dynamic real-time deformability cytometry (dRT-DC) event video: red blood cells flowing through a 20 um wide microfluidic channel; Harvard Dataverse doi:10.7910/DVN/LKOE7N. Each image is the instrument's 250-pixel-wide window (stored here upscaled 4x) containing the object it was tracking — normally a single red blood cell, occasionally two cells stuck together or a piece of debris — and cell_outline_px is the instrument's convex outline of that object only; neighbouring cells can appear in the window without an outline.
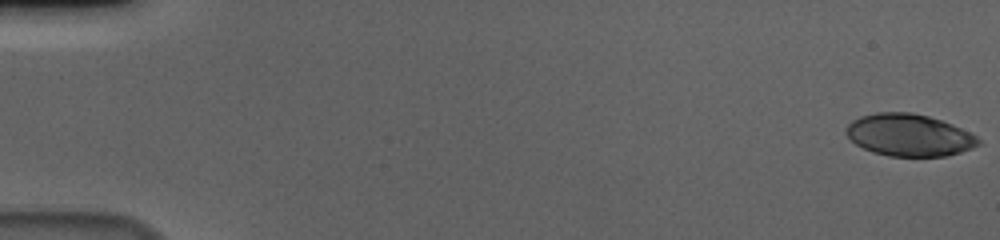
{"species": "human", "species_latin": "Homo sapiens", "temperature_condition": "cold", "stored_images_in_passage": 57, "camera_frame_rate_fps": 3000, "um_per_image_px": 0.085, "donor": {"sex": "male"}, "frame": {"image": 1, "passage_image": 1, "time_ms": 0.0, "image_size_px": [1000, 240], "cell_outline_px": [[980, 144], [972, 148], [948, 156], [888, 156], [872, 152], [856, 144], [844, 132], [844, 128], [852, 120], [860, 116], [876, 112], [912, 112], [928, 116], [952, 124], [976, 136], [980, 140]], "centroid_in_image_um": [77.24, 11.48], "position_along_channel_um": 7.8, "area_um2": 32.48}}
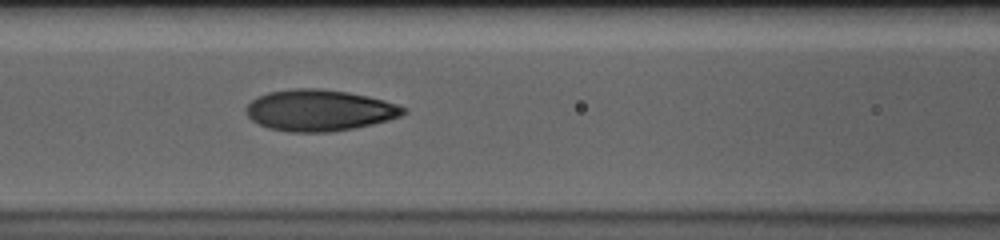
{"frame": {"image": 2, "passage_image": 26, "time_ms": 8.333, "image_size_px": [1000, 240], "cell_outline_px": [[408, 112], [400, 116], [388, 120], [372, 124], [332, 132], [288, 132], [268, 128], [252, 120], [248, 116], [248, 104], [256, 96], [268, 92], [292, 88], [316, 88], [348, 92], [368, 96], [384, 100], [408, 108]], "centroid_in_image_um": [27.17, 9.37], "position_along_channel_um": 139.4, "area_um2": 37.86}}
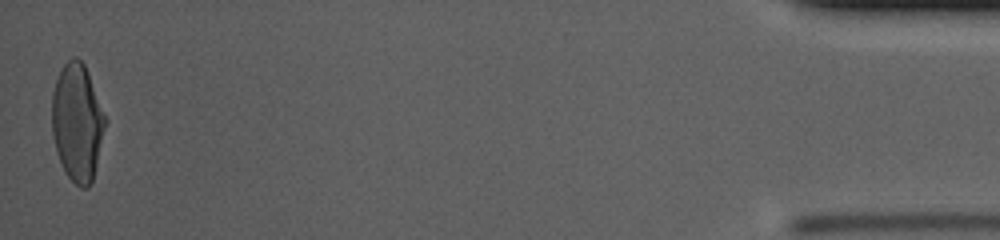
{"frame": {"image": 3, "passage_image": 57, "time_ms": 18.667, "image_size_px": [1000, 240], "cell_outline_px": [[104, 128], [96, 164], [92, 180], [88, 188], [80, 188], [64, 172], [56, 152], [52, 132], [52, 92], [56, 80], [64, 64], [72, 56], [76, 56], [84, 64], [104, 116]], "centroid_in_image_um": [6.52, 10.42], "position_along_channel_um": 428.7, "area_um2": 35.66}, "authors_computed_cell_mechanics": {"area_um2": 36.125, "velocity_mm_per_s": 3.6525, "shape_relaxation_time_tau1_ms": 5.8089, "shape_relaxation_time_tau2_ms": 1.1505, "deformation_change_tau1": 0.2079, "deformation_change_tau2": 0.0718}}